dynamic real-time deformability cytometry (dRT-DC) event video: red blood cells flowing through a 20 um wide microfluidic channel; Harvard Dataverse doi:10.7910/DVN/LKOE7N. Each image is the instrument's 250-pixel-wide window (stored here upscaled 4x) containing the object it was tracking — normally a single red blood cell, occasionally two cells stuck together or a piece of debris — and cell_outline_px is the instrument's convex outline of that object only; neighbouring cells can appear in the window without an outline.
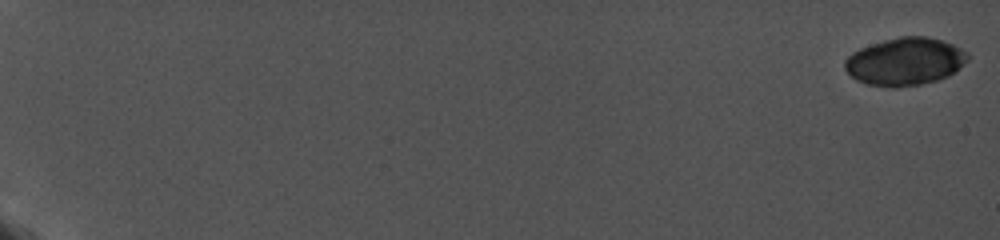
{"species": "common noctule bat (a hibernating species)", "species_latin": "Nyctalus noctula", "temperature_condition": "cold", "stored_images_in_passage": 15, "camera_frame_rate_fps": 5000, "um_per_image_px": 0.085, "animal": {"sex": "female", "body_mass_g": 19.0, "forearm_length_mm": 56.7}, "frame": {"image": 1, "passage_image": 1, "time_ms": 0.0, "image_size_px": [1000, 240], "cell_outline_px": [[968, 56], [952, 72], [936, 80], [920, 84], [868, 84], [856, 80], [844, 68], [844, 60], [852, 52], [860, 48], [884, 40], [900, 36], [928, 36], [944, 40], [968, 52]], "centroid_in_image_um": [76.88, 5.16], "position_along_channel_um": 8.1, "area_um2": 32.95}}